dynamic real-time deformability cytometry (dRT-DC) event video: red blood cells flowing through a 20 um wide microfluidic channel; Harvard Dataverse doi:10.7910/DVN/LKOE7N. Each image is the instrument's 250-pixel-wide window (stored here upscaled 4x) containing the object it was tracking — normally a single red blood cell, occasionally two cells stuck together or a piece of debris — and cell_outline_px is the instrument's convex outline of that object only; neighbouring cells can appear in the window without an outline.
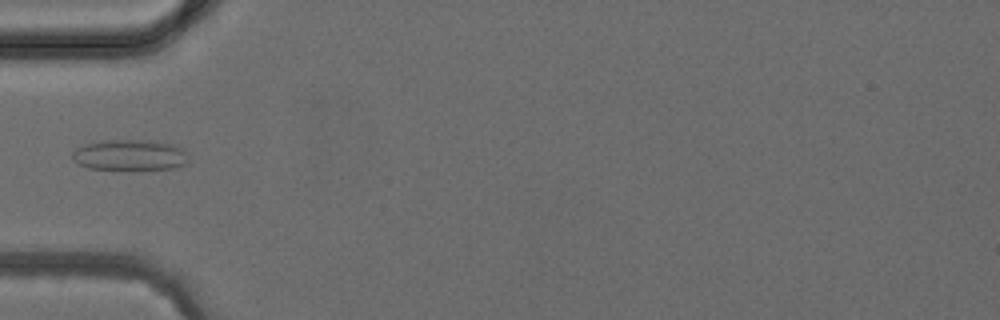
{"species": "common noctule bat (a hibernating species)", "species_latin": "Nyctalus noctula", "temperature_condition": "cold", "stored_images_in_passage": 4, "camera_frame_rate_fps": 3000, "um_per_image_px": 0.085, "animal": {"sex": "female", "body_mass_g": 24.6, "forearm_length_mm": 56.2}, "frame": {"image": 1, "passage_image": 4, "time_ms": 3.333, "image_size_px": [1000, 320], "cell_outline_px": [[188, 160], [184, 164], [176, 168], [132, 172], [88, 168], [72, 160], [72, 152], [76, 148], [100, 140], [152, 140], [176, 144], [184, 148]], "centroid_in_image_um": [11.07, 13.21], "position_along_channel_um": 73.9, "area_um2": 21.91}}